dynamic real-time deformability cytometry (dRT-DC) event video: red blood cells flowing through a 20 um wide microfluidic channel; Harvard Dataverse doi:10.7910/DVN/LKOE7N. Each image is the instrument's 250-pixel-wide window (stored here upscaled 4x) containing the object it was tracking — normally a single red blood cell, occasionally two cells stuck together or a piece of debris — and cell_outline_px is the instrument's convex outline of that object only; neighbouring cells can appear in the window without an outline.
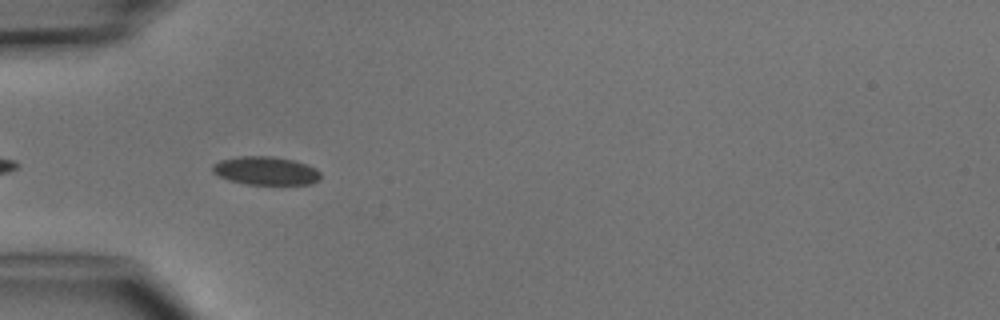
{"species": "common noctule bat (a hibernating species)", "species_latin": "Nyctalus noctula", "temperature_condition": "cold", "stored_images_in_passage": 6, "camera_frame_rate_fps": 3000, "um_per_image_px": 0.085, "animal": {"sex": "male", "body_mass_g": 15.6}, "frame": {"image": 1, "passage_image": 4, "time_ms": 3.333, "image_size_px": [1000, 320], "cell_outline_px": [[320, 180], [312, 184], [248, 184], [228, 180], [212, 172], [212, 164], [220, 160], [240, 156], [272, 156], [292, 160], [316, 168], [320, 172]], "centroid_in_image_um": [22.58, 14.51], "position_along_channel_um": 62.4, "area_um2": 17.8}}
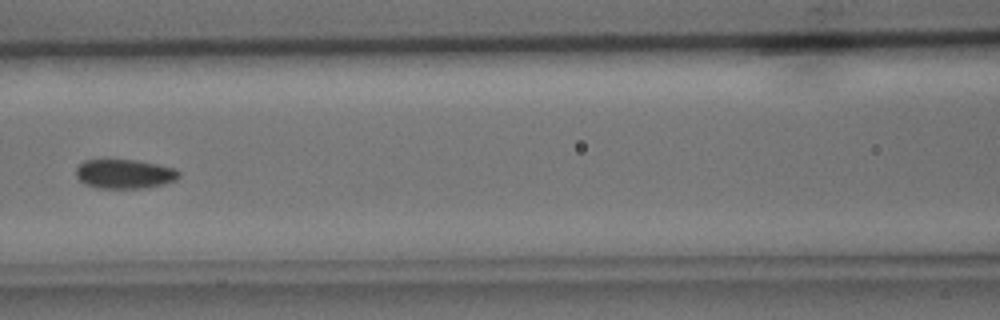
{"frame": {"image": 2, "passage_image": 6, "time_ms": 5.667, "image_size_px": [1000, 320], "cell_outline_px": [[180, 176], [176, 180], [164, 184], [144, 188], [96, 188], [84, 184], [76, 176], [76, 168], [84, 160], [136, 160], [176, 168], [180, 172]], "centroid_in_image_um": [10.6, 14.79], "position_along_channel_um": 156.0, "area_um2": 17.63}}